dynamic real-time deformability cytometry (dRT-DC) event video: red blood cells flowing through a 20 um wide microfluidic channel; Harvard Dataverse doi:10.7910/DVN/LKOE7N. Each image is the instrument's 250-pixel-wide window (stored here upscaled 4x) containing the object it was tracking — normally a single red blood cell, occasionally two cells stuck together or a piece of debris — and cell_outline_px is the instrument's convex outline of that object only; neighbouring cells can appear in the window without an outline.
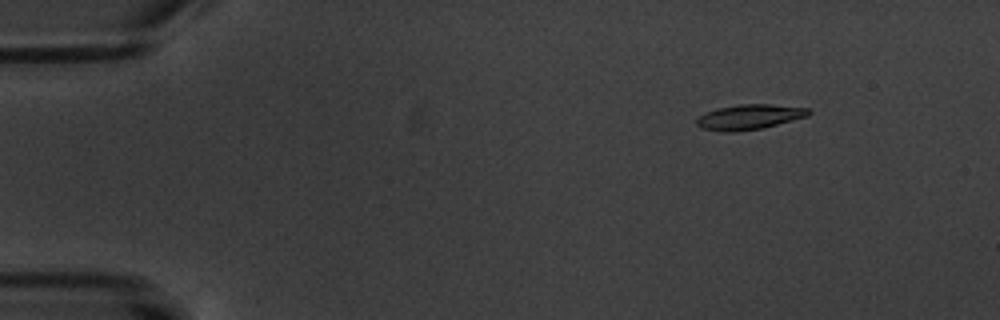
{"species": "common noctule bat (a hibernating species)", "species_latin": "Nyctalus noctula", "temperature_condition": "warm", "stored_images_in_passage": 7, "camera_frame_rate_fps": 3000, "um_per_image_px": 0.085, "animal": {"sex": "male", "body_mass_g": 20.1, "forearm_length_mm": 53.5}, "frame": {"image": 1, "passage_image": 3, "time_ms": 2.333, "image_size_px": [1000, 320], "cell_outline_px": [[812, 112], [808, 116], [764, 128], [736, 132], [724, 132], [700, 128], [696, 124], [696, 120], [704, 112], [716, 108], [740, 104], [768, 104], [808, 108]], "centroid_in_image_um": [63.67, 9.95], "position_along_channel_um": 21.3, "area_um2": 16.53}}
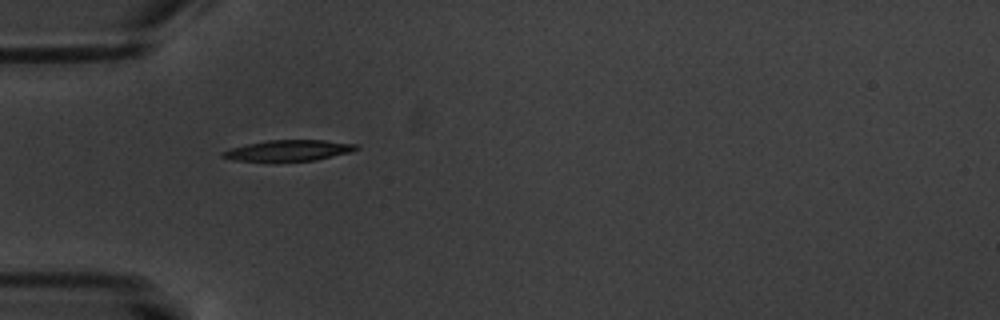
{"frame": {"image": 2, "passage_image": 6, "time_ms": 6.0, "image_size_px": [1000, 320], "cell_outline_px": [[360, 148], [352, 152], [316, 160], [276, 164], [232, 160], [220, 156], [220, 152], [228, 148], [268, 140], [324, 140], [356, 144]], "centroid_in_image_um": [24.45, 12.84], "position_along_channel_um": 60.5, "area_um2": 17.28}}